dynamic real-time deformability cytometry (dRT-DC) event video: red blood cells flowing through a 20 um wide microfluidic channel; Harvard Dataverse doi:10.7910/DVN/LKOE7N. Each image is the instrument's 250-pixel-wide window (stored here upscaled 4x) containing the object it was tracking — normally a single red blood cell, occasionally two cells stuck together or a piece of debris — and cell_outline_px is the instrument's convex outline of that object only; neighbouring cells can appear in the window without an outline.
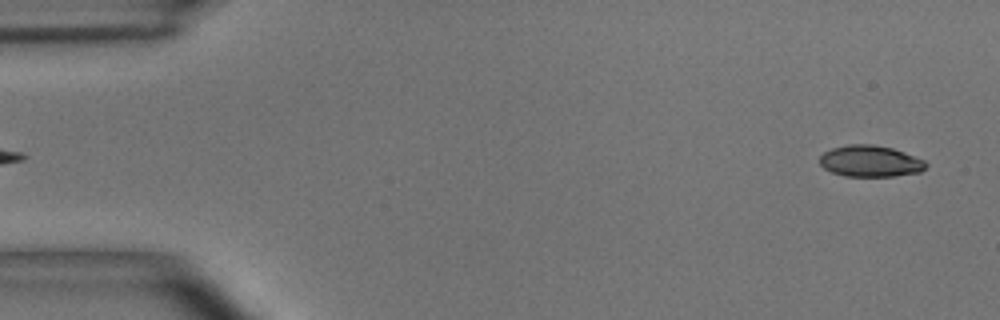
{"species": "common noctule bat (a hibernating species)", "species_latin": "Nyctalus noctula", "temperature_condition": "room temperature", "stored_images_in_passage": 53, "camera_frame_rate_fps": 3000, "um_per_image_px": 0.085, "animal": {"sex": "male", "body_mass_g": 15.6}, "frame": {"image": 1, "passage_image": 2, "time_ms": 0.333, "image_size_px": [1000, 320], "cell_outline_px": [[928, 164], [920, 172], [892, 176], [844, 176], [832, 172], [824, 168], [820, 164], [820, 156], [824, 152], [832, 148], [848, 144], [872, 144], [892, 148], [904, 152], [924, 160]], "centroid_in_image_um": [73.96, 13.69], "position_along_channel_um": 11.0, "area_um2": 19.36}}
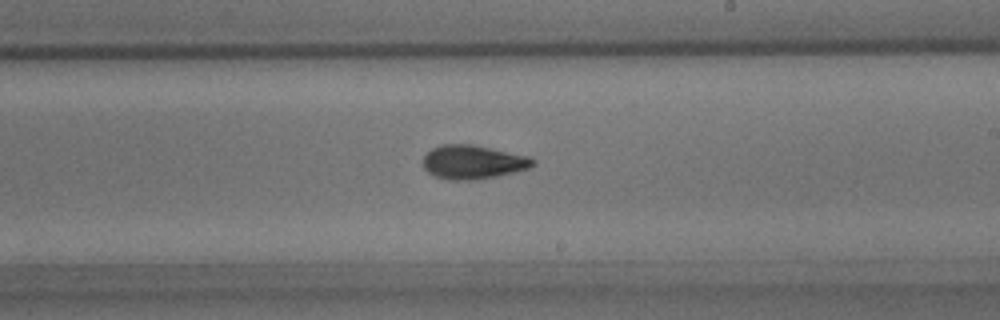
{"frame": {"image": 2, "passage_image": 31, "time_ms": 10.0, "image_size_px": [1000, 320], "cell_outline_px": [[536, 164], [532, 168], [496, 176], [472, 180], [448, 180], [432, 176], [424, 168], [424, 156], [432, 148], [440, 144], [472, 144], [528, 156], [536, 160]], "centroid_in_image_um": [40.21, 13.78], "position_along_channel_um": 248.8, "area_um2": 21.79}}
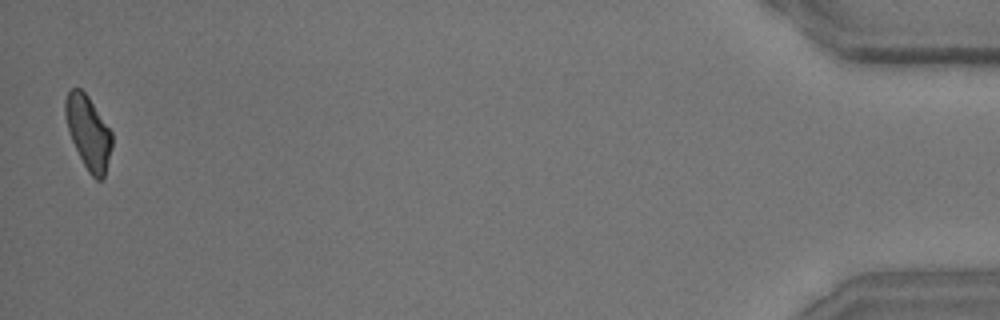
{"frame": {"image": 3, "passage_image": 53, "time_ms": 17.333, "image_size_px": [1000, 320], "cell_outline_px": [[112, 148], [104, 176], [100, 180], [96, 180], [88, 172], [68, 132], [64, 116], [64, 100], [68, 92], [72, 88], [80, 88], [88, 96], [112, 132]], "centroid_in_image_um": [7.49, 11.24], "position_along_channel_um": 427.7, "area_um2": 19.88}, "authors_computed_cell_mechanics": {"area_um2": 20.4612, "velocity_mm_per_s": 3.6731, "shape_relaxation_time_tau1_ms": 4.3666, "shape_relaxation_time_tau2_ms": 2.1862, "deformation_change_tau1": 0.1444, "deformation_change_tau2": 0.0874}}